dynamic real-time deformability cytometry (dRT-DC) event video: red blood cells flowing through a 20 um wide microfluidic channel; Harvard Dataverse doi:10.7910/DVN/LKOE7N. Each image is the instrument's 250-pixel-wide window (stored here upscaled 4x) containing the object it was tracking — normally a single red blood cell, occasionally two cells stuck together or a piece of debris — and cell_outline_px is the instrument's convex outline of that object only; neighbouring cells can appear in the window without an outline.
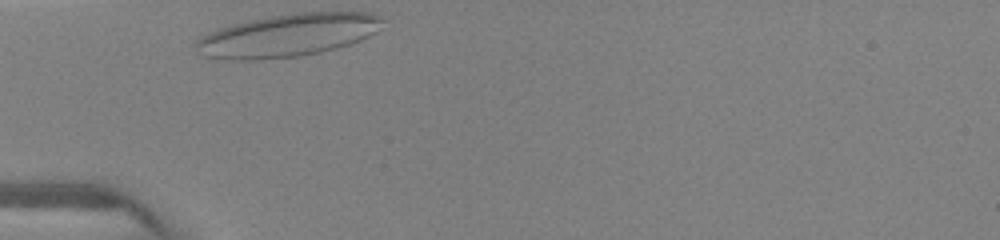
{"species": "human", "species_latin": "Homo sapiens", "temperature_condition": "warm", "stored_images_in_passage": 18, "camera_frame_rate_fps": 3000, "um_per_image_px": 0.085, "donor": {"sex": "female"}, "frame": {"image": 1, "passage_image": 1, "time_ms": 0.0, "image_size_px": [1000, 240], "cell_outline_px": [[384, 20], [376, 32], [360, 40], [336, 48], [320, 52], [300, 56], [260, 60], [224, 60], [204, 56], [196, 44], [196, 40], [200, 36], [208, 32], [232, 24], [272, 16], [296, 12], [372, 12], [380, 16]], "centroid_in_image_um": [24.48, 3.0], "position_along_channel_um": 60.5, "area_um2": 46.47}}
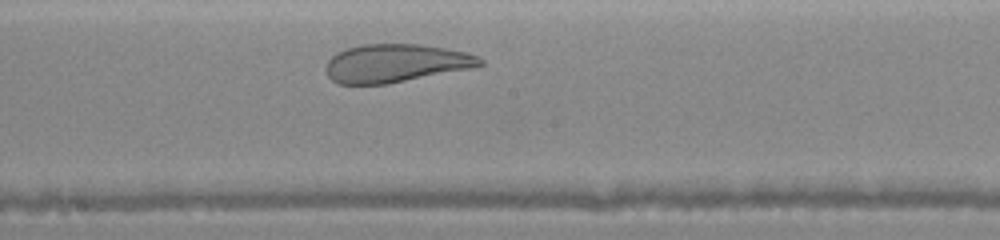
{"frame": {"image": 2, "passage_image": 12, "time_ms": 3.667, "image_size_px": [1000, 240], "cell_outline_px": [[484, 64], [472, 68], [388, 84], [336, 84], [328, 76], [324, 68], [328, 60], [336, 52], [348, 48], [364, 44], [420, 44], [468, 52], [484, 60]], "centroid_in_image_um": [33.61, 5.38], "position_along_channel_um": 214.6, "area_um2": 34.45}}
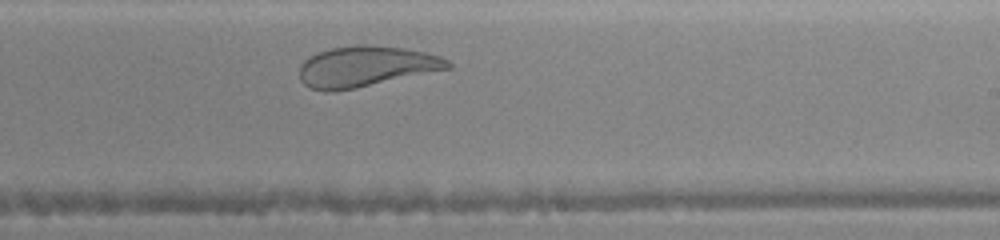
{"frame": {"image": 3, "passage_image": 15, "time_ms": 4.667, "image_size_px": [1000, 240], "cell_outline_px": [[452, 68], [356, 88], [332, 92], [324, 92], [312, 88], [304, 84], [300, 80], [300, 64], [304, 60], [316, 52], [332, 48], [364, 44], [404, 48], [424, 52], [440, 56], [448, 60], [452, 64]], "centroid_in_image_um": [31.09, 5.65], "position_along_channel_um": 257.9, "area_um2": 35.2}}